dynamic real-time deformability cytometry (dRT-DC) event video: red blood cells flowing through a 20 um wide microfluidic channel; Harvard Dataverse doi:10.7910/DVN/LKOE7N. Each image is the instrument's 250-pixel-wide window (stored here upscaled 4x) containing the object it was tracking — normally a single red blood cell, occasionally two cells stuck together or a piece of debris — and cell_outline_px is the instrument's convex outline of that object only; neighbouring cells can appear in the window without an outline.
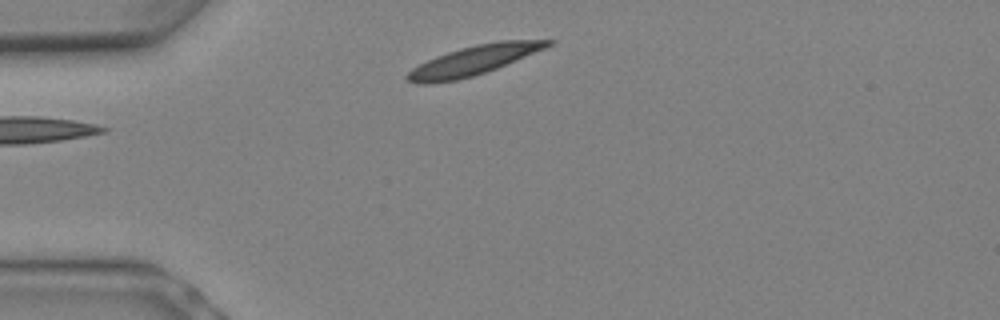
{"species": "Egyptian fruit bat (a non-hibernating species)", "species_latin": "Rousettus aegyptiacus", "temperature_condition": "warm", "stored_images_in_passage": 3, "camera_frame_rate_fps": 3000, "um_per_image_px": 0.085, "animal": {"sex": "female"}, "frame": {"image": 1, "passage_image": 1, "time_ms": 0.0, "image_size_px": [1000, 320], "cell_outline_px": [[556, 40], [552, 44], [544, 48], [496, 68], [472, 76], [456, 80], [428, 84], [424, 84], [408, 80], [404, 76], [412, 68], [436, 56], [460, 48], [476, 44], [500, 40]], "centroid_in_image_um": [40.23, 5.12], "position_along_channel_um": 44.8, "area_um2": 23.52}}